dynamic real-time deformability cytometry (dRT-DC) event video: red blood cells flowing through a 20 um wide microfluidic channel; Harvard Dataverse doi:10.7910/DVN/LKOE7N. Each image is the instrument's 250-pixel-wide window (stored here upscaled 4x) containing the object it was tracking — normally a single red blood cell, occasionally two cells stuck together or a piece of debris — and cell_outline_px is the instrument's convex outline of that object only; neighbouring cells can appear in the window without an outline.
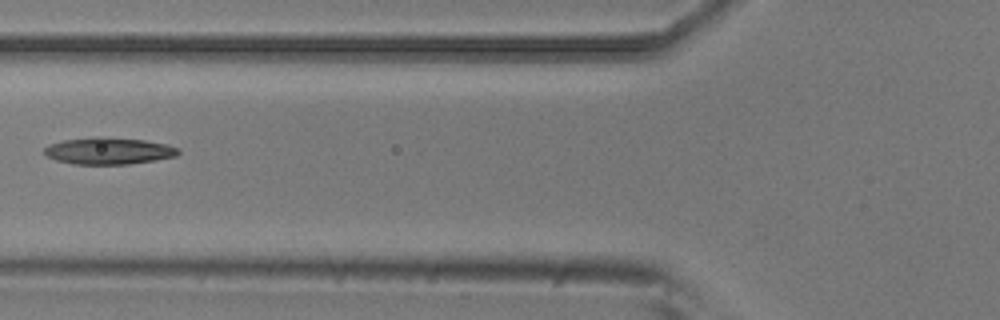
{"species": "common noctule bat (a hibernating species)", "species_latin": "Nyctalus noctula", "temperature_condition": "room temperature", "stored_images_in_passage": 5, "camera_frame_rate_fps": 3000, "um_per_image_px": 0.085, "animal": {"sex": "male", "body_mass_g": 20.5, "forearm_length_mm": 52.5}, "frame": {"image": 1, "passage_image": 5, "time_ms": 1.333, "image_size_px": [1000, 320], "cell_outline_px": [[180, 152], [176, 156], [156, 160], [128, 164], [72, 164], [56, 160], [48, 156], [44, 152], [44, 148], [48, 144], [64, 140], [96, 136], [104, 136], [144, 140], [168, 144], [180, 148]], "centroid_in_image_um": [9.26, 12.81], "position_along_channel_um": 116.5, "area_um2": 21.15}}